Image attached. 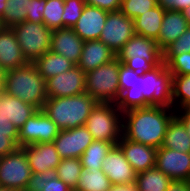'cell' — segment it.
<instances>
[{
  "label": "cell",
  "mask_w": 190,
  "mask_h": 191,
  "mask_svg": "<svg viewBox=\"0 0 190 191\" xmlns=\"http://www.w3.org/2000/svg\"><path fill=\"white\" fill-rule=\"evenodd\" d=\"M35 65L38 73L45 79L66 72L76 66L73 62L66 59L64 56L54 53L49 50L40 58L36 59Z\"/></svg>",
  "instance_id": "cell-25"
},
{
  "label": "cell",
  "mask_w": 190,
  "mask_h": 191,
  "mask_svg": "<svg viewBox=\"0 0 190 191\" xmlns=\"http://www.w3.org/2000/svg\"><path fill=\"white\" fill-rule=\"evenodd\" d=\"M0 132H18V128L10 120H0Z\"/></svg>",
  "instance_id": "cell-48"
},
{
  "label": "cell",
  "mask_w": 190,
  "mask_h": 191,
  "mask_svg": "<svg viewBox=\"0 0 190 191\" xmlns=\"http://www.w3.org/2000/svg\"><path fill=\"white\" fill-rule=\"evenodd\" d=\"M18 132H0V157L18 148Z\"/></svg>",
  "instance_id": "cell-39"
},
{
  "label": "cell",
  "mask_w": 190,
  "mask_h": 191,
  "mask_svg": "<svg viewBox=\"0 0 190 191\" xmlns=\"http://www.w3.org/2000/svg\"><path fill=\"white\" fill-rule=\"evenodd\" d=\"M157 3L165 10L180 12H183L190 6V0H157Z\"/></svg>",
  "instance_id": "cell-43"
},
{
  "label": "cell",
  "mask_w": 190,
  "mask_h": 191,
  "mask_svg": "<svg viewBox=\"0 0 190 191\" xmlns=\"http://www.w3.org/2000/svg\"><path fill=\"white\" fill-rule=\"evenodd\" d=\"M6 1L7 0H0V22L2 21L3 15H4V11L6 8Z\"/></svg>",
  "instance_id": "cell-49"
},
{
  "label": "cell",
  "mask_w": 190,
  "mask_h": 191,
  "mask_svg": "<svg viewBox=\"0 0 190 191\" xmlns=\"http://www.w3.org/2000/svg\"><path fill=\"white\" fill-rule=\"evenodd\" d=\"M71 188L58 177L45 183L42 191H70Z\"/></svg>",
  "instance_id": "cell-44"
},
{
  "label": "cell",
  "mask_w": 190,
  "mask_h": 191,
  "mask_svg": "<svg viewBox=\"0 0 190 191\" xmlns=\"http://www.w3.org/2000/svg\"><path fill=\"white\" fill-rule=\"evenodd\" d=\"M172 179L156 167L136 174L139 191H166Z\"/></svg>",
  "instance_id": "cell-27"
},
{
  "label": "cell",
  "mask_w": 190,
  "mask_h": 191,
  "mask_svg": "<svg viewBox=\"0 0 190 191\" xmlns=\"http://www.w3.org/2000/svg\"><path fill=\"white\" fill-rule=\"evenodd\" d=\"M12 30L28 62L33 63L50 50L53 30L44 23L25 20L13 26Z\"/></svg>",
  "instance_id": "cell-8"
},
{
  "label": "cell",
  "mask_w": 190,
  "mask_h": 191,
  "mask_svg": "<svg viewBox=\"0 0 190 191\" xmlns=\"http://www.w3.org/2000/svg\"><path fill=\"white\" fill-rule=\"evenodd\" d=\"M84 41L73 28H58L52 31L50 50L64 56L75 65L79 62Z\"/></svg>",
  "instance_id": "cell-17"
},
{
  "label": "cell",
  "mask_w": 190,
  "mask_h": 191,
  "mask_svg": "<svg viewBox=\"0 0 190 191\" xmlns=\"http://www.w3.org/2000/svg\"><path fill=\"white\" fill-rule=\"evenodd\" d=\"M22 148L28 158L32 173L55 170L62 160L53 142L35 143Z\"/></svg>",
  "instance_id": "cell-16"
},
{
  "label": "cell",
  "mask_w": 190,
  "mask_h": 191,
  "mask_svg": "<svg viewBox=\"0 0 190 191\" xmlns=\"http://www.w3.org/2000/svg\"><path fill=\"white\" fill-rule=\"evenodd\" d=\"M37 111L35 106L5 91L0 94V120H10L18 129Z\"/></svg>",
  "instance_id": "cell-21"
},
{
  "label": "cell",
  "mask_w": 190,
  "mask_h": 191,
  "mask_svg": "<svg viewBox=\"0 0 190 191\" xmlns=\"http://www.w3.org/2000/svg\"><path fill=\"white\" fill-rule=\"evenodd\" d=\"M157 5V0H122L120 11L125 16L135 19Z\"/></svg>",
  "instance_id": "cell-35"
},
{
  "label": "cell",
  "mask_w": 190,
  "mask_h": 191,
  "mask_svg": "<svg viewBox=\"0 0 190 191\" xmlns=\"http://www.w3.org/2000/svg\"><path fill=\"white\" fill-rule=\"evenodd\" d=\"M57 177L56 171L51 170L43 173H32L24 191H42L45 183Z\"/></svg>",
  "instance_id": "cell-38"
},
{
  "label": "cell",
  "mask_w": 190,
  "mask_h": 191,
  "mask_svg": "<svg viewBox=\"0 0 190 191\" xmlns=\"http://www.w3.org/2000/svg\"><path fill=\"white\" fill-rule=\"evenodd\" d=\"M107 191H139L135 182L130 184L111 185Z\"/></svg>",
  "instance_id": "cell-47"
},
{
  "label": "cell",
  "mask_w": 190,
  "mask_h": 191,
  "mask_svg": "<svg viewBox=\"0 0 190 191\" xmlns=\"http://www.w3.org/2000/svg\"><path fill=\"white\" fill-rule=\"evenodd\" d=\"M121 1L122 0H85V3L87 5L111 12L120 10Z\"/></svg>",
  "instance_id": "cell-42"
},
{
  "label": "cell",
  "mask_w": 190,
  "mask_h": 191,
  "mask_svg": "<svg viewBox=\"0 0 190 191\" xmlns=\"http://www.w3.org/2000/svg\"><path fill=\"white\" fill-rule=\"evenodd\" d=\"M172 103L175 111L190 107V75L172 76Z\"/></svg>",
  "instance_id": "cell-32"
},
{
  "label": "cell",
  "mask_w": 190,
  "mask_h": 191,
  "mask_svg": "<svg viewBox=\"0 0 190 191\" xmlns=\"http://www.w3.org/2000/svg\"><path fill=\"white\" fill-rule=\"evenodd\" d=\"M113 146L111 142L94 140L80 157L83 169H102V161Z\"/></svg>",
  "instance_id": "cell-29"
},
{
  "label": "cell",
  "mask_w": 190,
  "mask_h": 191,
  "mask_svg": "<svg viewBox=\"0 0 190 191\" xmlns=\"http://www.w3.org/2000/svg\"><path fill=\"white\" fill-rule=\"evenodd\" d=\"M0 191H16L13 188H8V187H4V186H0Z\"/></svg>",
  "instance_id": "cell-52"
},
{
  "label": "cell",
  "mask_w": 190,
  "mask_h": 191,
  "mask_svg": "<svg viewBox=\"0 0 190 191\" xmlns=\"http://www.w3.org/2000/svg\"><path fill=\"white\" fill-rule=\"evenodd\" d=\"M107 15L108 11L86 4L72 28L83 41L99 40Z\"/></svg>",
  "instance_id": "cell-18"
},
{
  "label": "cell",
  "mask_w": 190,
  "mask_h": 191,
  "mask_svg": "<svg viewBox=\"0 0 190 191\" xmlns=\"http://www.w3.org/2000/svg\"><path fill=\"white\" fill-rule=\"evenodd\" d=\"M4 91L25 103L43 109L46 96V80L33 63L4 72Z\"/></svg>",
  "instance_id": "cell-3"
},
{
  "label": "cell",
  "mask_w": 190,
  "mask_h": 191,
  "mask_svg": "<svg viewBox=\"0 0 190 191\" xmlns=\"http://www.w3.org/2000/svg\"><path fill=\"white\" fill-rule=\"evenodd\" d=\"M164 14L165 9L157 5L133 19L135 34L156 40L159 36Z\"/></svg>",
  "instance_id": "cell-24"
},
{
  "label": "cell",
  "mask_w": 190,
  "mask_h": 191,
  "mask_svg": "<svg viewBox=\"0 0 190 191\" xmlns=\"http://www.w3.org/2000/svg\"><path fill=\"white\" fill-rule=\"evenodd\" d=\"M155 167L172 180L190 181V153L161 146L156 151Z\"/></svg>",
  "instance_id": "cell-14"
},
{
  "label": "cell",
  "mask_w": 190,
  "mask_h": 191,
  "mask_svg": "<svg viewBox=\"0 0 190 191\" xmlns=\"http://www.w3.org/2000/svg\"><path fill=\"white\" fill-rule=\"evenodd\" d=\"M64 0H46L43 11V23L50 29L62 28Z\"/></svg>",
  "instance_id": "cell-33"
},
{
  "label": "cell",
  "mask_w": 190,
  "mask_h": 191,
  "mask_svg": "<svg viewBox=\"0 0 190 191\" xmlns=\"http://www.w3.org/2000/svg\"><path fill=\"white\" fill-rule=\"evenodd\" d=\"M118 82L121 95L124 90L131 88V85H133L134 70L129 69L125 65L121 64L119 68Z\"/></svg>",
  "instance_id": "cell-41"
},
{
  "label": "cell",
  "mask_w": 190,
  "mask_h": 191,
  "mask_svg": "<svg viewBox=\"0 0 190 191\" xmlns=\"http://www.w3.org/2000/svg\"><path fill=\"white\" fill-rule=\"evenodd\" d=\"M122 125L123 113L115 103L97 102L84 126L93 140L111 142L115 146L121 140Z\"/></svg>",
  "instance_id": "cell-6"
},
{
  "label": "cell",
  "mask_w": 190,
  "mask_h": 191,
  "mask_svg": "<svg viewBox=\"0 0 190 191\" xmlns=\"http://www.w3.org/2000/svg\"><path fill=\"white\" fill-rule=\"evenodd\" d=\"M122 62L116 57L112 61L86 73L85 92L101 103H117L120 98L118 82Z\"/></svg>",
  "instance_id": "cell-7"
},
{
  "label": "cell",
  "mask_w": 190,
  "mask_h": 191,
  "mask_svg": "<svg viewBox=\"0 0 190 191\" xmlns=\"http://www.w3.org/2000/svg\"><path fill=\"white\" fill-rule=\"evenodd\" d=\"M85 5V0H64L62 28H72L80 18Z\"/></svg>",
  "instance_id": "cell-36"
},
{
  "label": "cell",
  "mask_w": 190,
  "mask_h": 191,
  "mask_svg": "<svg viewBox=\"0 0 190 191\" xmlns=\"http://www.w3.org/2000/svg\"><path fill=\"white\" fill-rule=\"evenodd\" d=\"M86 73L79 67L53 76L46 80L47 98L70 97L85 92Z\"/></svg>",
  "instance_id": "cell-12"
},
{
  "label": "cell",
  "mask_w": 190,
  "mask_h": 191,
  "mask_svg": "<svg viewBox=\"0 0 190 191\" xmlns=\"http://www.w3.org/2000/svg\"><path fill=\"white\" fill-rule=\"evenodd\" d=\"M60 129L42 110L26 120L18 129V146L25 147L35 143H52Z\"/></svg>",
  "instance_id": "cell-10"
},
{
  "label": "cell",
  "mask_w": 190,
  "mask_h": 191,
  "mask_svg": "<svg viewBox=\"0 0 190 191\" xmlns=\"http://www.w3.org/2000/svg\"><path fill=\"white\" fill-rule=\"evenodd\" d=\"M97 101L88 93L70 97L47 98L43 111L60 130L84 126Z\"/></svg>",
  "instance_id": "cell-4"
},
{
  "label": "cell",
  "mask_w": 190,
  "mask_h": 191,
  "mask_svg": "<svg viewBox=\"0 0 190 191\" xmlns=\"http://www.w3.org/2000/svg\"><path fill=\"white\" fill-rule=\"evenodd\" d=\"M162 147L190 153V136L184 124L176 116L167 126Z\"/></svg>",
  "instance_id": "cell-26"
},
{
  "label": "cell",
  "mask_w": 190,
  "mask_h": 191,
  "mask_svg": "<svg viewBox=\"0 0 190 191\" xmlns=\"http://www.w3.org/2000/svg\"><path fill=\"white\" fill-rule=\"evenodd\" d=\"M4 91V75H0V94Z\"/></svg>",
  "instance_id": "cell-51"
},
{
  "label": "cell",
  "mask_w": 190,
  "mask_h": 191,
  "mask_svg": "<svg viewBox=\"0 0 190 191\" xmlns=\"http://www.w3.org/2000/svg\"><path fill=\"white\" fill-rule=\"evenodd\" d=\"M91 133L85 126L60 130L53 143L62 159L79 158L93 142Z\"/></svg>",
  "instance_id": "cell-13"
},
{
  "label": "cell",
  "mask_w": 190,
  "mask_h": 191,
  "mask_svg": "<svg viewBox=\"0 0 190 191\" xmlns=\"http://www.w3.org/2000/svg\"><path fill=\"white\" fill-rule=\"evenodd\" d=\"M127 68L135 72H150L163 63V52L156 40L135 34L117 54Z\"/></svg>",
  "instance_id": "cell-5"
},
{
  "label": "cell",
  "mask_w": 190,
  "mask_h": 191,
  "mask_svg": "<svg viewBox=\"0 0 190 191\" xmlns=\"http://www.w3.org/2000/svg\"><path fill=\"white\" fill-rule=\"evenodd\" d=\"M30 0H7L0 27L12 28L26 20Z\"/></svg>",
  "instance_id": "cell-30"
},
{
  "label": "cell",
  "mask_w": 190,
  "mask_h": 191,
  "mask_svg": "<svg viewBox=\"0 0 190 191\" xmlns=\"http://www.w3.org/2000/svg\"><path fill=\"white\" fill-rule=\"evenodd\" d=\"M116 105L122 113L149 106L173 108L172 75L166 64L142 74L134 71L133 85L121 93Z\"/></svg>",
  "instance_id": "cell-1"
},
{
  "label": "cell",
  "mask_w": 190,
  "mask_h": 191,
  "mask_svg": "<svg viewBox=\"0 0 190 191\" xmlns=\"http://www.w3.org/2000/svg\"><path fill=\"white\" fill-rule=\"evenodd\" d=\"M117 57L108 46L100 40L84 41L81 57L77 66L85 73L102 66Z\"/></svg>",
  "instance_id": "cell-22"
},
{
  "label": "cell",
  "mask_w": 190,
  "mask_h": 191,
  "mask_svg": "<svg viewBox=\"0 0 190 191\" xmlns=\"http://www.w3.org/2000/svg\"><path fill=\"white\" fill-rule=\"evenodd\" d=\"M163 62L172 76L190 75V52L180 55H163Z\"/></svg>",
  "instance_id": "cell-34"
},
{
  "label": "cell",
  "mask_w": 190,
  "mask_h": 191,
  "mask_svg": "<svg viewBox=\"0 0 190 191\" xmlns=\"http://www.w3.org/2000/svg\"><path fill=\"white\" fill-rule=\"evenodd\" d=\"M83 167L79 158L62 159L56 167V175L71 189H76Z\"/></svg>",
  "instance_id": "cell-31"
},
{
  "label": "cell",
  "mask_w": 190,
  "mask_h": 191,
  "mask_svg": "<svg viewBox=\"0 0 190 191\" xmlns=\"http://www.w3.org/2000/svg\"><path fill=\"white\" fill-rule=\"evenodd\" d=\"M175 116L184 124L190 136V107L176 110Z\"/></svg>",
  "instance_id": "cell-45"
},
{
  "label": "cell",
  "mask_w": 190,
  "mask_h": 191,
  "mask_svg": "<svg viewBox=\"0 0 190 191\" xmlns=\"http://www.w3.org/2000/svg\"><path fill=\"white\" fill-rule=\"evenodd\" d=\"M111 185L109 178L102 169H82L76 190L107 191Z\"/></svg>",
  "instance_id": "cell-28"
},
{
  "label": "cell",
  "mask_w": 190,
  "mask_h": 191,
  "mask_svg": "<svg viewBox=\"0 0 190 191\" xmlns=\"http://www.w3.org/2000/svg\"><path fill=\"white\" fill-rule=\"evenodd\" d=\"M46 0H30L26 20L35 23H43V11Z\"/></svg>",
  "instance_id": "cell-40"
},
{
  "label": "cell",
  "mask_w": 190,
  "mask_h": 191,
  "mask_svg": "<svg viewBox=\"0 0 190 191\" xmlns=\"http://www.w3.org/2000/svg\"><path fill=\"white\" fill-rule=\"evenodd\" d=\"M189 26L183 12L165 10L159 36L156 39L157 46L163 51L172 42L176 41Z\"/></svg>",
  "instance_id": "cell-23"
},
{
  "label": "cell",
  "mask_w": 190,
  "mask_h": 191,
  "mask_svg": "<svg viewBox=\"0 0 190 191\" xmlns=\"http://www.w3.org/2000/svg\"><path fill=\"white\" fill-rule=\"evenodd\" d=\"M102 170L112 185L130 184L136 182V172L126 160L122 149L115 145L102 161Z\"/></svg>",
  "instance_id": "cell-15"
},
{
  "label": "cell",
  "mask_w": 190,
  "mask_h": 191,
  "mask_svg": "<svg viewBox=\"0 0 190 191\" xmlns=\"http://www.w3.org/2000/svg\"><path fill=\"white\" fill-rule=\"evenodd\" d=\"M31 175V167L22 147L0 157V186L24 191Z\"/></svg>",
  "instance_id": "cell-9"
},
{
  "label": "cell",
  "mask_w": 190,
  "mask_h": 191,
  "mask_svg": "<svg viewBox=\"0 0 190 191\" xmlns=\"http://www.w3.org/2000/svg\"><path fill=\"white\" fill-rule=\"evenodd\" d=\"M163 55H180L190 52V26L176 41L172 42L163 51Z\"/></svg>",
  "instance_id": "cell-37"
},
{
  "label": "cell",
  "mask_w": 190,
  "mask_h": 191,
  "mask_svg": "<svg viewBox=\"0 0 190 191\" xmlns=\"http://www.w3.org/2000/svg\"><path fill=\"white\" fill-rule=\"evenodd\" d=\"M166 191H190V181L172 180Z\"/></svg>",
  "instance_id": "cell-46"
},
{
  "label": "cell",
  "mask_w": 190,
  "mask_h": 191,
  "mask_svg": "<svg viewBox=\"0 0 190 191\" xmlns=\"http://www.w3.org/2000/svg\"><path fill=\"white\" fill-rule=\"evenodd\" d=\"M134 35V20L118 10L108 12L99 40L118 54Z\"/></svg>",
  "instance_id": "cell-11"
},
{
  "label": "cell",
  "mask_w": 190,
  "mask_h": 191,
  "mask_svg": "<svg viewBox=\"0 0 190 191\" xmlns=\"http://www.w3.org/2000/svg\"><path fill=\"white\" fill-rule=\"evenodd\" d=\"M28 63L12 28L0 27V70L6 72Z\"/></svg>",
  "instance_id": "cell-19"
},
{
  "label": "cell",
  "mask_w": 190,
  "mask_h": 191,
  "mask_svg": "<svg viewBox=\"0 0 190 191\" xmlns=\"http://www.w3.org/2000/svg\"><path fill=\"white\" fill-rule=\"evenodd\" d=\"M175 116L173 108L149 106L123 113L122 135L133 142L154 148L163 144L169 122Z\"/></svg>",
  "instance_id": "cell-2"
},
{
  "label": "cell",
  "mask_w": 190,
  "mask_h": 191,
  "mask_svg": "<svg viewBox=\"0 0 190 191\" xmlns=\"http://www.w3.org/2000/svg\"><path fill=\"white\" fill-rule=\"evenodd\" d=\"M185 18L187 19L188 24L190 25V6L183 11Z\"/></svg>",
  "instance_id": "cell-50"
},
{
  "label": "cell",
  "mask_w": 190,
  "mask_h": 191,
  "mask_svg": "<svg viewBox=\"0 0 190 191\" xmlns=\"http://www.w3.org/2000/svg\"><path fill=\"white\" fill-rule=\"evenodd\" d=\"M117 145L136 173L155 167L157 148L133 142L123 135Z\"/></svg>",
  "instance_id": "cell-20"
}]
</instances>
